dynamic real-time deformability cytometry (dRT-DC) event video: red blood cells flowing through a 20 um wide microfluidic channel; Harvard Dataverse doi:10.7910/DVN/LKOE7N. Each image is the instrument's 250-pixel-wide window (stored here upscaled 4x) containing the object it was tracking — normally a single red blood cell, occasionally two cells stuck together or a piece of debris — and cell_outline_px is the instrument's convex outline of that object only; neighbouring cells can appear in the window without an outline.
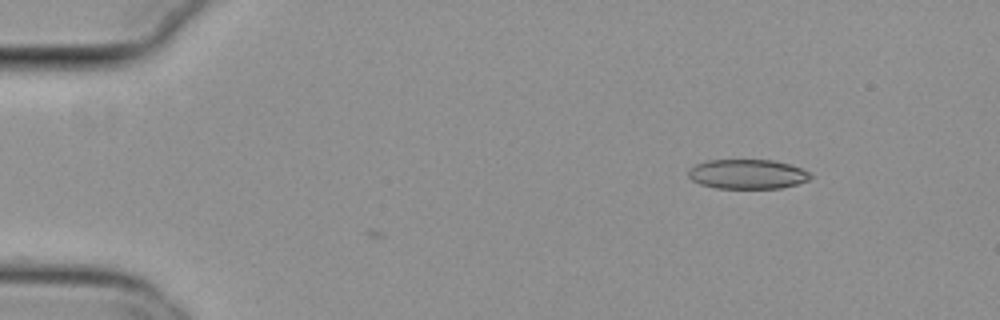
{"species": "common noctule bat (a hibernating species)", "species_latin": "Nyctalus noctula", "temperature_condition": "cold", "stored_images_in_passage": 3, "camera_frame_rate_fps": 3000, "um_per_image_px": 0.085, "animal": {"sex": "female", "body_mass_g": 29.2, "forearm_length_mm": 56.3}, "frame": {"image": 1, "passage_image": 1, "time_ms": 0.0, "image_size_px": [1000, 320], "cell_outline_px": [[812, 176], [808, 180], [796, 184], [780, 188], [716, 188], [700, 184], [692, 180], [688, 176], [688, 168], [696, 164], [708, 160], [772, 160], [788, 164], [800, 168], [808, 172]], "centroid_in_image_um": [63.49, 14.8], "position_along_channel_um": 21.5, "area_um2": 20.92}}